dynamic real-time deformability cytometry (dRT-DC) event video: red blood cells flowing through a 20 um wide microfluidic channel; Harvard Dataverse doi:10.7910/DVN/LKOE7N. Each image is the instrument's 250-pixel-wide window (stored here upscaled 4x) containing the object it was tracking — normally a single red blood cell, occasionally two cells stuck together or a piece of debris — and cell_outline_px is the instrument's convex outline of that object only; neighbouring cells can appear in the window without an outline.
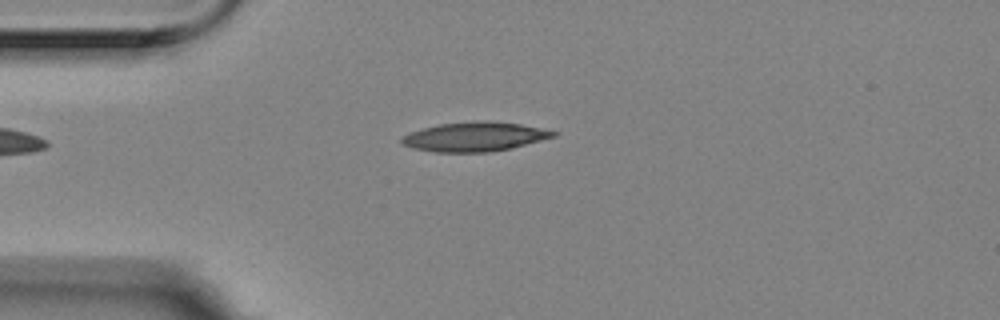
{"species": "Egyptian fruit bat (a non-hibernating species)", "species_latin": "Rousettus aegyptiacus", "temperature_condition": "room temperature", "stored_images_in_passage": 3, "camera_frame_rate_fps": 3000, "um_per_image_px": 0.085, "animal": {"sex": "female"}, "frame": {"image": 1, "passage_image": 3, "time_ms": 0.667, "image_size_px": [1000, 320], "cell_outline_px": [[560, 132], [556, 136], [512, 148], [488, 152], [432, 152], [412, 148], [400, 144], [400, 140], [404, 136], [412, 132], [424, 128], [440, 124], [476, 120], [488, 120], [520, 124]], "centroid_in_image_um": [40.35, 11.62], "position_along_channel_um": 44.6, "area_um2": 25.95}}